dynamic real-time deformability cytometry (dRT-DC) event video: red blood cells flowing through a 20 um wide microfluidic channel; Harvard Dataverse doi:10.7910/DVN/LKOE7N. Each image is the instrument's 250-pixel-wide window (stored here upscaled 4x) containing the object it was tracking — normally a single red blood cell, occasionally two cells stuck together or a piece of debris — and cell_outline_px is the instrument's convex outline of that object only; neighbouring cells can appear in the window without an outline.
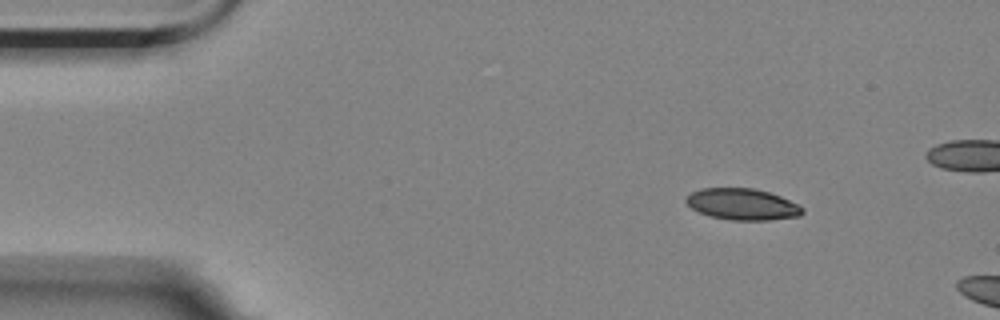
{"species": "Egyptian fruit bat (a non-hibernating species)", "species_latin": "Rousettus aegyptiacus", "temperature_condition": "room temperature", "stored_images_in_passage": 6, "camera_frame_rate_fps": 3000, "um_per_image_px": 0.085, "animal": {"sex": "female"}, "frame": {"image": 1, "passage_image": 1, "time_ms": 0.0, "image_size_px": [1000, 320], "cell_outline_px": [[804, 212], [800, 216], [768, 220], [732, 220], [708, 216], [692, 208], [684, 200], [692, 192], [700, 188], [752, 188], [768, 192], [780, 196], [800, 204], [804, 208]], "centroid_in_image_um": [63.13, 17.36], "position_along_channel_um": 21.9, "area_um2": 21.33}}